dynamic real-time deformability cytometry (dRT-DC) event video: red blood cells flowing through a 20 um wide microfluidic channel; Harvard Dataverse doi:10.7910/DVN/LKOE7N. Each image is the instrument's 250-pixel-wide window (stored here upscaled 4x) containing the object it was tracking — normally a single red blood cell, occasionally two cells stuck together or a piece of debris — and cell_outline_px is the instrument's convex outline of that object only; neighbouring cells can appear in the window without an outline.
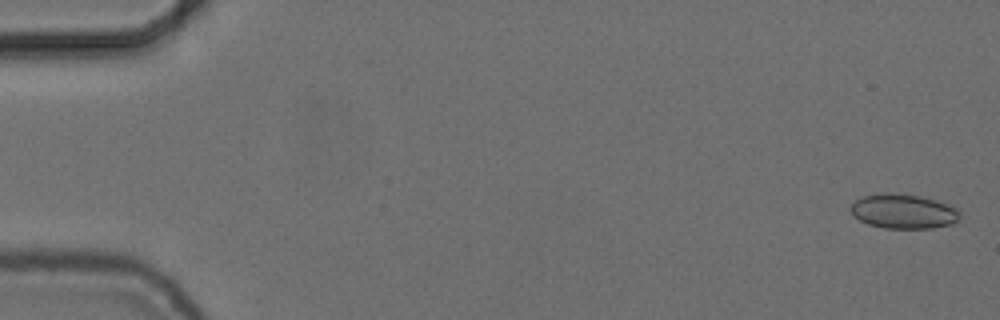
{"species": "common noctule bat (a hibernating species)", "species_latin": "Nyctalus noctula", "temperature_condition": "cold", "stored_images_in_passage": 11, "camera_frame_rate_fps": 3000, "um_per_image_px": 0.085, "animal": {"sex": "female", "body_mass_g": 24.6, "forearm_length_mm": 56.2}, "frame": {"image": 1, "passage_image": 2, "time_ms": 0.333, "image_size_px": [1000, 320], "cell_outline_px": [[960, 216], [952, 224], [932, 228], [884, 228], [868, 224], [860, 220], [852, 212], [852, 204], [856, 200], [864, 196], [888, 192], [920, 196], [936, 200], [956, 208], [960, 212]], "centroid_in_image_um": [76.81, 17.97], "position_along_channel_um": 8.2, "area_um2": 21.68}}